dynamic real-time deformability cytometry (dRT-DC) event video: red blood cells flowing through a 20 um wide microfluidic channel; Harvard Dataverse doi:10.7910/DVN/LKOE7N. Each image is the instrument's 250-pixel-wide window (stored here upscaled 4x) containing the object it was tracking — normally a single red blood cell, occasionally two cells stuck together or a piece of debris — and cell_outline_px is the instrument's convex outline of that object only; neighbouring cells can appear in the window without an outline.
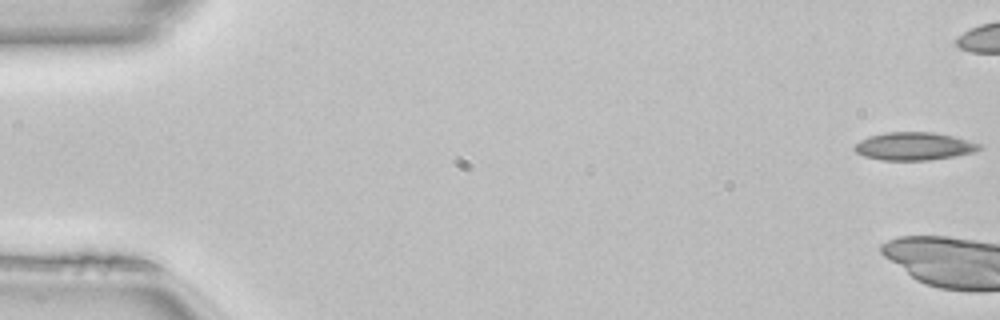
{"species": "common noctule bat (a hibernating species)", "species_latin": "Nyctalus noctula", "temperature_condition": "room temperature", "stored_images_in_passage": 5, "camera_frame_rate_fps": 3000, "um_per_image_px": 0.085, "animal": {"sex": "female", "body_mass_g": 22.7, "forearm_length_mm": 54.2}, "frame": {"image": 1, "passage_image": 1, "time_ms": 0.0, "image_size_px": [1000, 320], "cell_outline_px": [[984, 148], [972, 152], [952, 156], [928, 160], [880, 160], [864, 156], [856, 152], [852, 148], [860, 140], [868, 136], [884, 132], [932, 132], [952, 136], [984, 144]], "centroid_in_image_um": [77.68, 12.42], "position_along_channel_um": 7.3, "area_um2": 20.35}}